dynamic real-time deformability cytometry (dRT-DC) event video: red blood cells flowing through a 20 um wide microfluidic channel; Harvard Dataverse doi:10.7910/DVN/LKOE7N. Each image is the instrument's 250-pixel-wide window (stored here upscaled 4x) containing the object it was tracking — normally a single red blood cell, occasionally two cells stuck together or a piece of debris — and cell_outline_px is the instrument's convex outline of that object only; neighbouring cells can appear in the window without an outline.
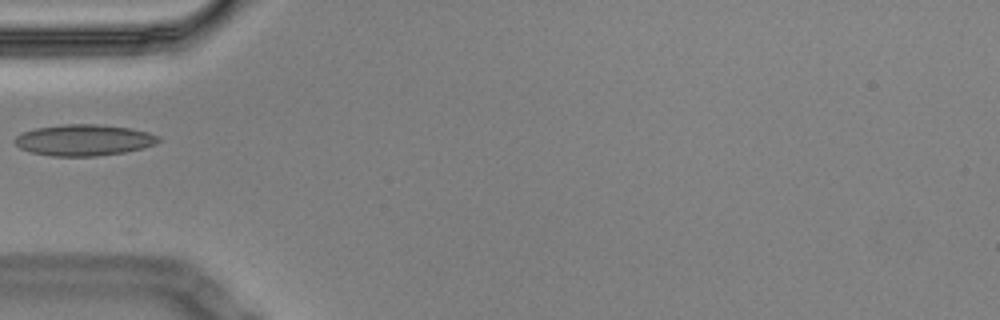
{"species": "Egyptian fruit bat (a non-hibernating species)", "species_latin": "Rousettus aegyptiacus", "temperature_condition": "cold", "stored_images_in_passage": 2, "camera_frame_rate_fps": 3000, "um_per_image_px": 0.085, "animal": {"sex": "male"}, "frame": {"image": 1, "passage_image": 1, "time_ms": 0.0, "image_size_px": [1000, 320], "cell_outline_px": [[160, 140], [156, 144], [144, 148], [124, 152], [96, 156], [52, 156], [32, 152], [20, 148], [12, 140], [16, 136], [24, 132], [36, 128], [64, 124], [96, 124], [132, 128], [148, 132], [160, 136]], "centroid_in_image_um": [7.16, 11.9], "position_along_channel_um": 77.8, "area_um2": 26.18}}